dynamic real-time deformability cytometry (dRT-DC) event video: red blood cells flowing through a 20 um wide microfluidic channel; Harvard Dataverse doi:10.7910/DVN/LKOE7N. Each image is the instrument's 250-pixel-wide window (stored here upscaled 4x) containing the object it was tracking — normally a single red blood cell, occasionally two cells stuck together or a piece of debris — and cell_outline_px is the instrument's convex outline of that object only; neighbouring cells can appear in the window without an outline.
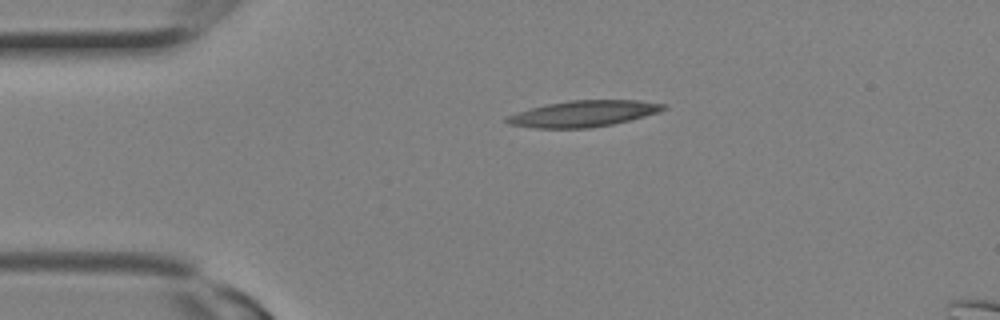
{"species": "Egyptian fruit bat (a non-hibernating species)", "species_latin": "Rousettus aegyptiacus", "temperature_condition": "room temperature", "stored_images_in_passage": 3, "camera_frame_rate_fps": 3000, "um_per_image_px": 0.085, "animal": {"sex": "female"}, "frame": {"image": 1, "passage_image": 1, "time_ms": 0.0, "image_size_px": [1000, 320], "cell_outline_px": [[668, 108], [660, 112], [612, 124], [588, 128], [536, 128], [508, 124], [504, 120], [504, 116], [532, 108], [548, 104], [568, 100], [636, 100], [664, 104]], "centroid_in_image_um": [49.57, 9.66], "position_along_channel_um": 35.4, "area_um2": 23.76}}